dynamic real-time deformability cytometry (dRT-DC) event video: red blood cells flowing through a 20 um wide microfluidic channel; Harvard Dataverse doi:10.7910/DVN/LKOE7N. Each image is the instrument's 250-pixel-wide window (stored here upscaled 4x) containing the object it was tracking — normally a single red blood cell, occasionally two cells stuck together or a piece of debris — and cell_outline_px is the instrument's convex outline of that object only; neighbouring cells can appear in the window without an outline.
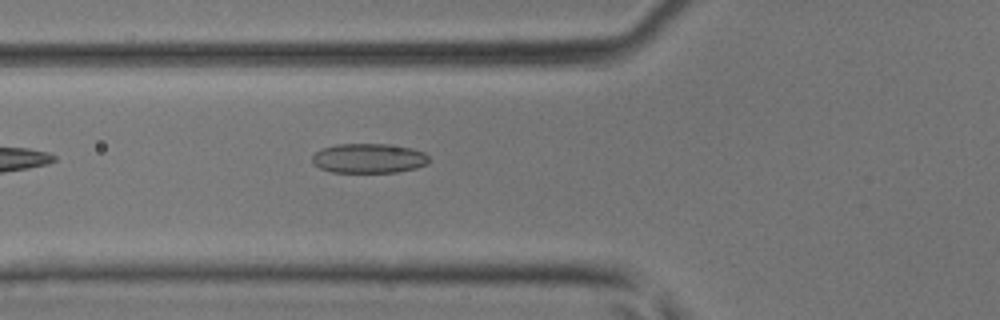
{"species": "common noctule bat (a hibernating species)", "species_latin": "Nyctalus noctula", "temperature_condition": "room temperature", "stored_images_in_passage": 22, "camera_frame_rate_fps": 3000, "um_per_image_px": 0.085, "animal": {"sex": "male", "body_mass_g": 17.9, "forearm_length_mm": 54.2}, "frame": {"image": 1, "passage_image": 4, "time_ms": 1.0, "image_size_px": [1000, 320], "cell_outline_px": [[428, 164], [416, 168], [396, 172], [332, 172], [320, 168], [312, 164], [312, 156], [316, 152], [324, 148], [336, 144], [388, 144], [412, 148], [424, 152], [428, 156]], "centroid_in_image_um": [31.35, 13.45], "position_along_channel_um": 94.5, "area_um2": 20.17}}
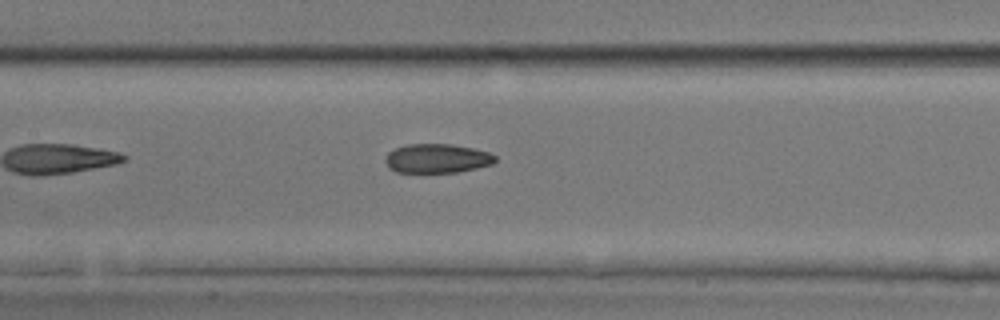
{"frame": {"image": 2, "passage_image": 9, "time_ms": 2.667, "image_size_px": [1000, 320], "cell_outline_px": [[496, 160], [492, 164], [476, 168], [456, 172], [396, 172], [388, 168], [384, 160], [388, 152], [396, 148], [408, 144], [452, 144], [472, 148], [488, 152], [496, 156]], "centroid_in_image_um": [37.12, 13.46], "position_along_channel_um": 170.3, "area_um2": 18.61}}
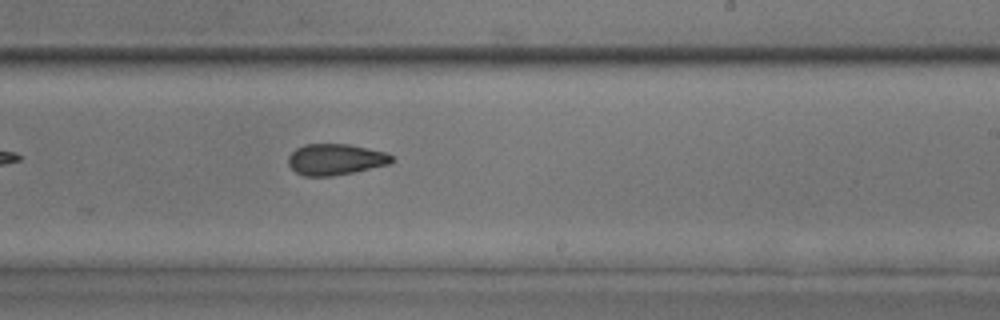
{"frame": {"image": 3, "passage_image": 15, "time_ms": 4.667, "image_size_px": [1000, 320], "cell_outline_px": [[396, 160], [388, 164], [352, 172], [332, 176], [304, 176], [296, 172], [288, 164], [288, 156], [296, 148], [304, 144], [348, 144], [368, 148], [384, 152], [392, 156]], "centroid_in_image_um": [28.49, 13.54], "position_along_channel_um": 260.5, "area_um2": 18.67}}